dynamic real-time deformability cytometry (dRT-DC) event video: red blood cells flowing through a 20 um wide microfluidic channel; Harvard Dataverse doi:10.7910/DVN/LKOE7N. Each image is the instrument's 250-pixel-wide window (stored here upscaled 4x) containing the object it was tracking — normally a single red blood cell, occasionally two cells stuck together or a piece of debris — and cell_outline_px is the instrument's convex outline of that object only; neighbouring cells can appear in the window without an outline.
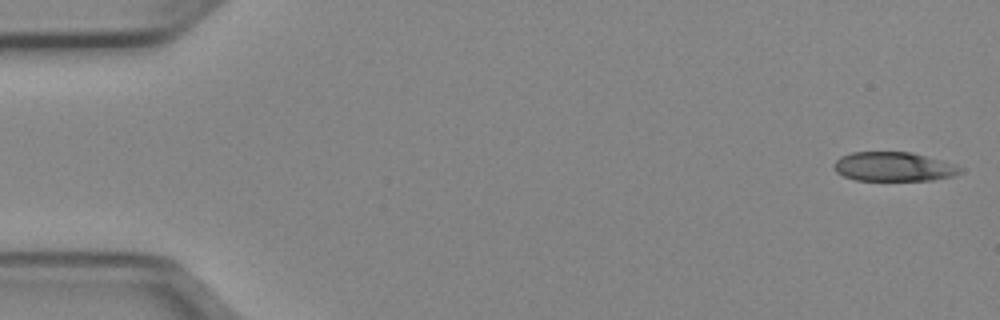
{"species": "Egyptian fruit bat (a non-hibernating species)", "species_latin": "Rousettus aegyptiacus", "temperature_condition": "cold", "stored_images_in_passage": 50, "camera_frame_rate_fps": 3000, "um_per_image_px": 0.085, "animal": {"sex": "female"}, "frame": {"image": 1, "passage_image": 1, "time_ms": 0.0, "image_size_px": [1000, 320], "cell_outline_px": [[964, 172], [952, 176], [932, 180], [856, 180], [844, 176], [836, 172], [836, 160], [840, 156], [852, 152], [912, 152], [940, 160], [964, 168]], "centroid_in_image_um": [75.99, 14.17], "position_along_channel_um": 9.0, "area_um2": 21.33}}
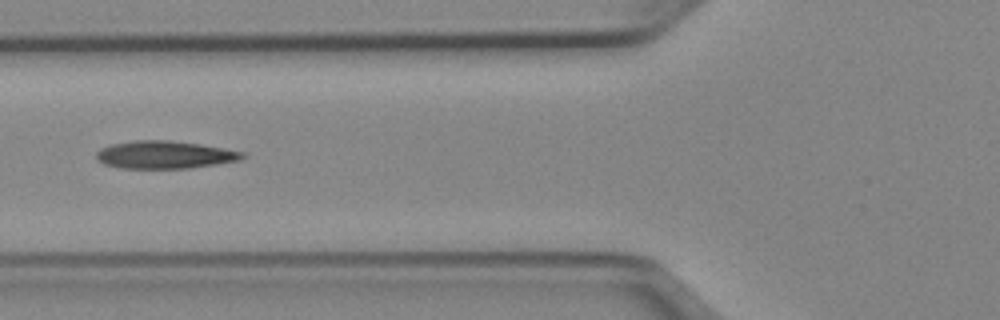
{"frame": {"image": 2, "passage_image": 19, "time_ms": 6.0, "image_size_px": [1000, 320], "cell_outline_px": [[248, 156], [240, 160], [192, 168], [120, 168], [104, 164], [96, 160], [96, 152], [100, 148], [112, 144], [136, 140], [168, 140], [200, 144], [224, 148], [244, 152]], "centroid_in_image_um": [14.0, 13.15], "position_along_channel_um": 111.8, "area_um2": 23.7}}
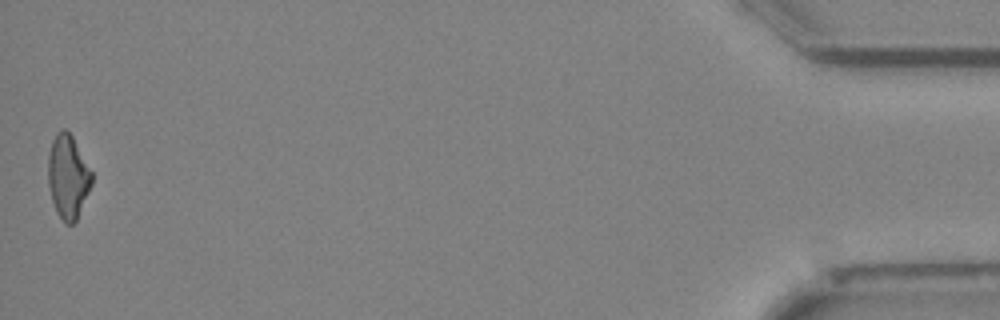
{"frame": {"image": 3, "passage_image": 50, "time_ms": 16.333, "image_size_px": [1000, 320], "cell_outline_px": [[92, 184], [76, 220], [72, 224], [64, 224], [56, 212], [52, 200], [48, 184], [48, 152], [52, 140], [56, 132], [60, 128], [64, 128], [72, 136], [92, 172]], "centroid_in_image_um": [5.75, 15.01], "position_along_channel_um": 429.4, "area_um2": 21.33}, "authors_computed_cell_mechanics": {"area_um2": 22.9177, "velocity_mm_per_s": 3.9847, "shape_relaxation_time_tau1_ms": null, "shape_relaxation_time_tau2_ms": 3.1328, "deformation_change_tau1": null, "deformation_change_tau2": 0.1161}}